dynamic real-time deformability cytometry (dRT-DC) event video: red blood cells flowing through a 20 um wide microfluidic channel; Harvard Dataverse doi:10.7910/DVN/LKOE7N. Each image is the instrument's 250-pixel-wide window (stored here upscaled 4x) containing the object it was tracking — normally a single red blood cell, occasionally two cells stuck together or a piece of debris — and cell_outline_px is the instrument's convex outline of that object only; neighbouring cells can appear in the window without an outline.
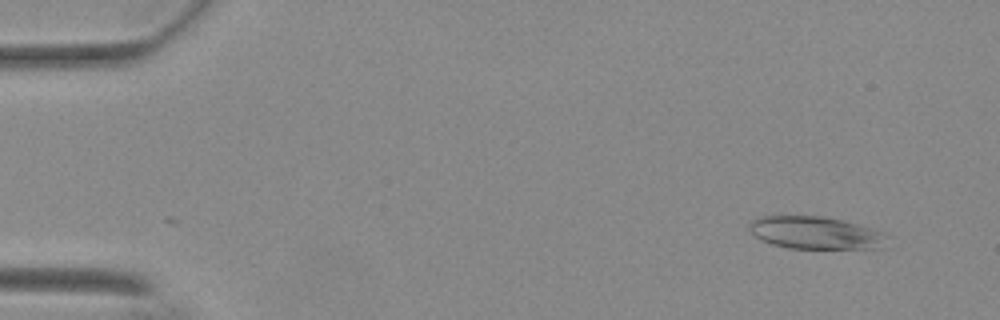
{"species": "Egyptian fruit bat (a non-hibernating species)", "species_latin": "Rousettus aegyptiacus", "temperature_condition": "warm", "stored_images_in_passage": 52, "camera_frame_rate_fps": 3000, "um_per_image_px": 0.085, "animal": {"sex": "female"}, "frame": {"image": 1, "passage_image": 1, "time_ms": 0.0, "image_size_px": [1000, 320], "cell_outline_px": [[892, 236], [884, 248], [788, 248], [772, 244], [760, 240], [748, 228], [748, 224], [752, 220], [760, 216], [824, 216], [856, 224], [884, 232]], "centroid_in_image_um": [69.36, 19.79], "position_along_channel_um": 15.6, "area_um2": 26.3}}
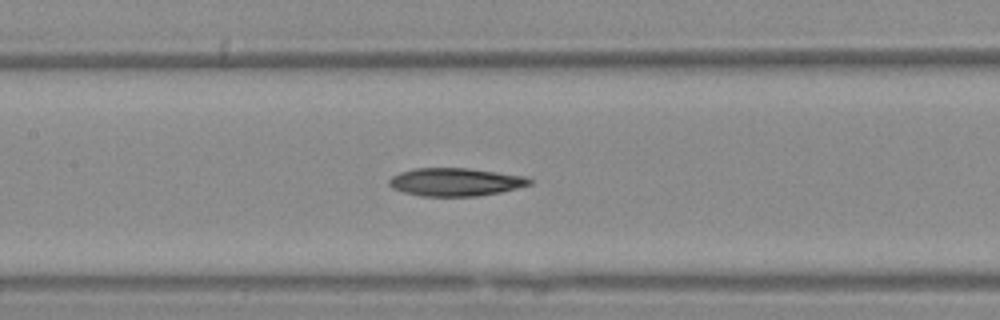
{"frame": {"image": 2, "passage_image": 23, "time_ms": 7.333, "image_size_px": [1000, 320], "cell_outline_px": [[532, 184], [500, 192], [480, 196], [420, 196], [404, 192], [392, 188], [388, 184], [388, 180], [392, 176], [400, 172], [416, 168], [468, 168], [524, 176], [532, 180]], "centroid_in_image_um": [38.69, 15.47], "position_along_channel_um": 168.7, "area_um2": 22.89}}
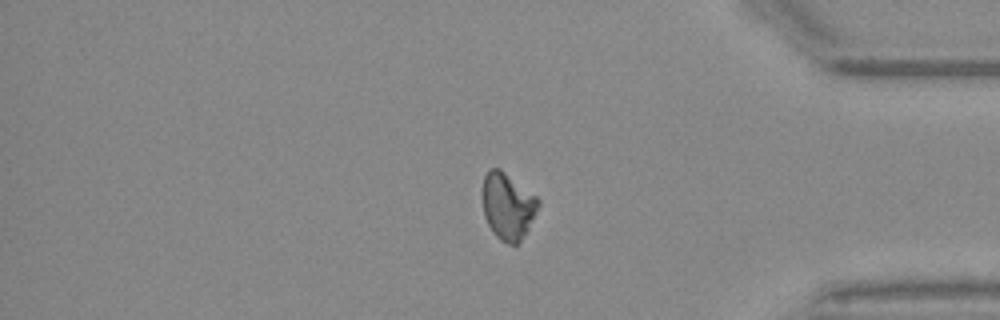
{"frame": {"image": 3, "passage_image": 43, "time_ms": 14.0, "image_size_px": [1000, 320], "cell_outline_px": [[540, 204], [528, 228], [520, 240], [516, 244], [508, 244], [500, 240], [492, 232], [484, 216], [480, 192], [484, 176], [488, 168], [500, 168], [536, 196], [540, 200]], "centroid_in_image_um": [43.11, 17.48], "position_along_channel_um": 392.1, "area_um2": 21.91}, "authors_computed_cell_mechanics": {"area_um2": 22.9177, "velocity_mm_per_s": 3.6856, "shape_relaxation_time_tau1_ms": null, "shape_relaxation_time_tau2_ms": 7.5659, "deformation_change_tau1": null, "deformation_change_tau2": 0.1075}}